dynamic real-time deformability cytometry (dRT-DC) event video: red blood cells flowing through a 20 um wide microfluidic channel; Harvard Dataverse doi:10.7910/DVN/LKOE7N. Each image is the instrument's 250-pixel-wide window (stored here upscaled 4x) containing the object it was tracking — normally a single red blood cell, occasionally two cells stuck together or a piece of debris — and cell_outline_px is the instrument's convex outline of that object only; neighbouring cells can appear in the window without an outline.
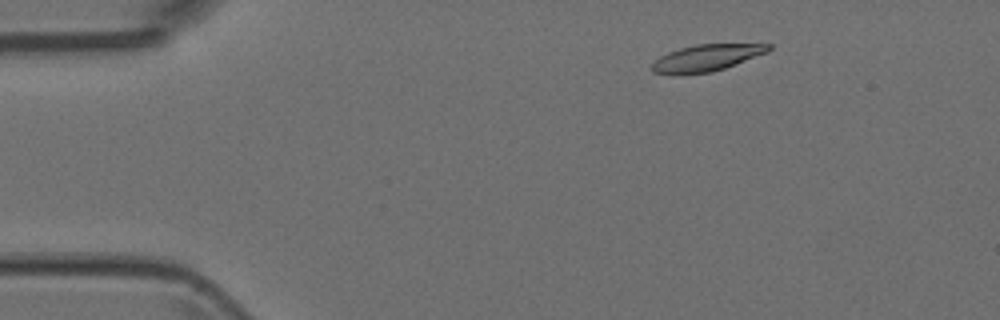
{"species": "Egyptian fruit bat (a non-hibernating species)", "species_latin": "Rousettus aegyptiacus", "temperature_condition": "room temperature", "stored_images_in_passage": 47, "camera_frame_rate_fps": 3000, "um_per_image_px": 0.085, "animal": {"sex": "female"}, "frame": {"image": 1, "passage_image": 4, "time_ms": 1.0, "image_size_px": [1000, 320], "cell_outline_px": [[772, 48], [768, 52], [724, 68], [712, 72], [672, 76], [652, 72], [652, 64], [660, 56], [668, 52], [680, 48], [696, 44], [772, 44]], "centroid_in_image_um": [60.01, 4.94], "position_along_channel_um": 25.0, "area_um2": 18.26}}
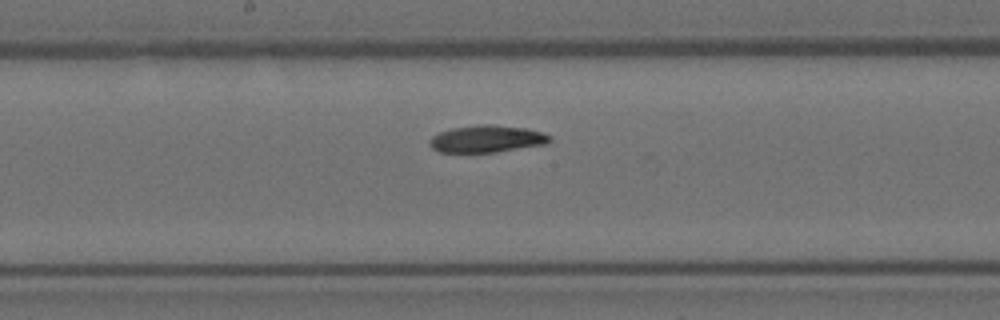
{"frame": {"image": 2, "passage_image": 23, "time_ms": 7.333, "image_size_px": [1000, 320], "cell_outline_px": [[552, 140], [548, 144], [496, 152], [440, 152], [432, 148], [428, 144], [432, 136], [440, 132], [452, 128], [476, 124], [492, 124], [524, 128], [544, 132], [552, 136]], "centroid_in_image_um": [41.42, 11.8], "position_along_channel_um": 206.8, "area_um2": 19.19}}
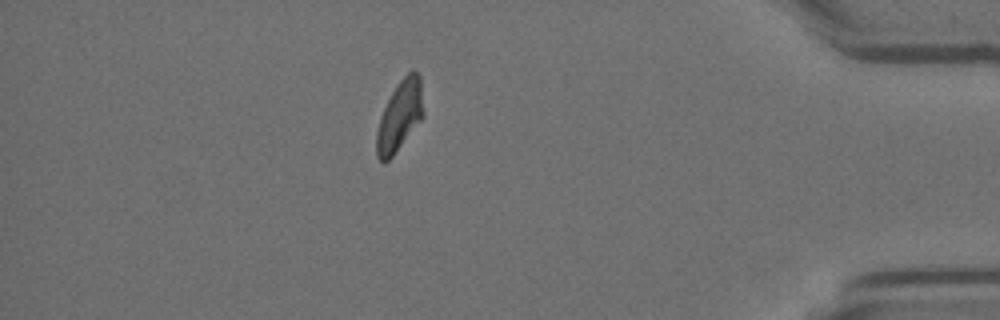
{"frame": {"image": 3, "passage_image": 41, "time_ms": 13.333, "image_size_px": [1000, 320], "cell_outline_px": [[424, 116], [392, 156], [384, 164], [376, 156], [376, 132], [380, 116], [396, 84], [412, 68], [420, 76], [424, 112]], "centroid_in_image_um": [33.97, 9.84], "position_along_channel_um": 401.2, "area_um2": 19.13}}